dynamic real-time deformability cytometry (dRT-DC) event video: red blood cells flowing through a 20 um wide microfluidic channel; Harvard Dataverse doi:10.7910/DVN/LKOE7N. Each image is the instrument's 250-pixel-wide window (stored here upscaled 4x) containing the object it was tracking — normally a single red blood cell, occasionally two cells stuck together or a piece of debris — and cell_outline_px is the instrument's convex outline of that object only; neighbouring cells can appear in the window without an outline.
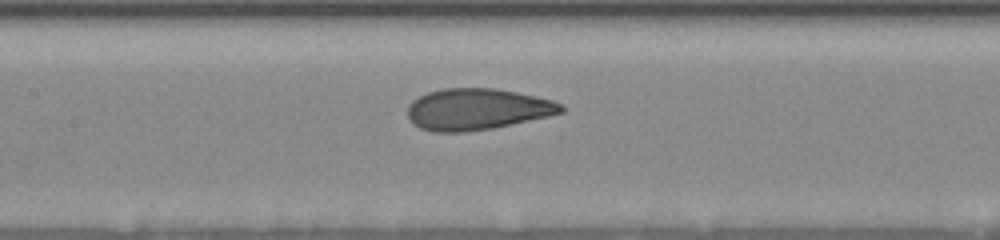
{"species": "human", "species_latin": "Homo sapiens", "temperature_condition": "room temperature", "stored_images_in_passage": 10, "camera_frame_rate_fps": 3000, "um_per_image_px": 0.085, "donor": {"sex": "female"}, "frame": {"image": 1, "passage_image": 9, "time_ms": 7.0, "image_size_px": [1000, 240], "cell_outline_px": [[564, 112], [548, 116], [492, 128], [464, 132], [432, 132], [420, 128], [412, 124], [408, 120], [408, 104], [412, 100], [428, 92], [444, 88], [496, 88], [536, 96], [552, 100], [564, 104]], "centroid_in_image_um": [40.53, 9.28], "position_along_channel_um": 166.9, "area_um2": 37.17}}